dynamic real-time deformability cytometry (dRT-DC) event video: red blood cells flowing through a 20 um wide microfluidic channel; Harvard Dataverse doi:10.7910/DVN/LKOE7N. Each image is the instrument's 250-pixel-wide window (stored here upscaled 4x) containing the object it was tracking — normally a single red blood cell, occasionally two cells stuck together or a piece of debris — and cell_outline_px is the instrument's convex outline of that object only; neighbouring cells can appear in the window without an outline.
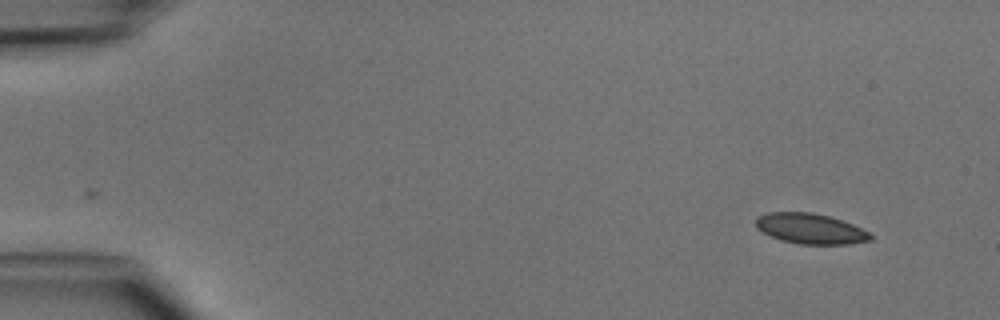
{"species": "common noctule bat (a hibernating species)", "species_latin": "Nyctalus noctula", "temperature_condition": "cold", "stored_images_in_passage": 46, "segment_of_instrument_passage": [1, 2], "camera_frame_rate_fps": 3000, "um_per_image_px": 0.085, "animal": {"sex": "male", "body_mass_g": 15.6}, "frame": {"image": 1, "passage_image": 1, "time_ms": 0.0, "image_size_px": [1000, 320], "cell_outline_px": [[872, 240], [848, 244], [800, 244], [780, 240], [756, 228], [756, 216], [768, 212], [812, 212], [828, 216], [852, 224], [868, 232], [872, 236]], "centroid_in_image_um": [68.86, 19.43], "position_along_channel_um": 16.1, "area_um2": 20.17}}
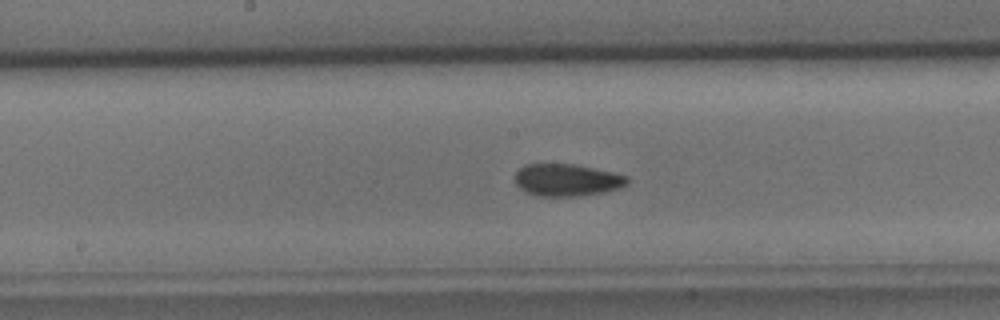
{"frame": {"image": 2, "passage_image": 22, "time_ms": 7.0, "image_size_px": [1000, 320], "cell_outline_px": [[628, 184], [604, 192], [576, 196], [540, 196], [528, 192], [520, 188], [516, 184], [516, 172], [524, 164], [572, 164], [612, 172], [628, 176]], "centroid_in_image_um": [48.18, 15.3], "position_along_channel_um": 200.0, "area_um2": 20.75}}
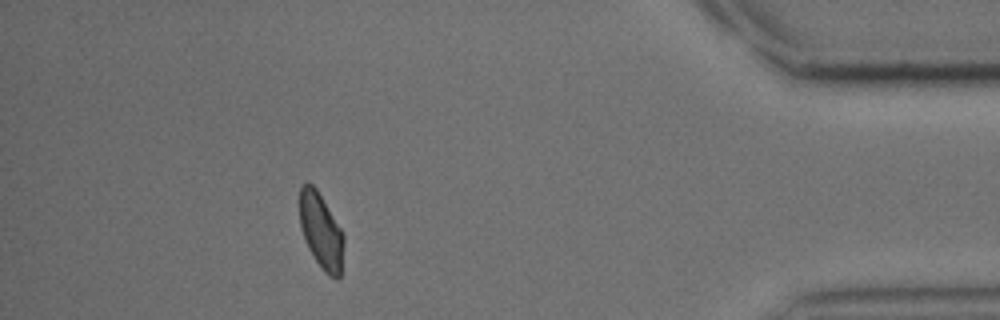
{"frame": {"image": 3, "passage_image": 40, "time_ms": 13.0, "image_size_px": [1000, 320], "cell_outline_px": [[344, 240], [340, 276], [336, 280], [324, 272], [308, 248], [304, 240], [300, 224], [300, 188], [308, 180], [316, 188], [340, 228], [344, 236]], "centroid_in_image_um": [27.28, 19.64], "position_along_channel_um": 407.9, "area_um2": 19.19}}